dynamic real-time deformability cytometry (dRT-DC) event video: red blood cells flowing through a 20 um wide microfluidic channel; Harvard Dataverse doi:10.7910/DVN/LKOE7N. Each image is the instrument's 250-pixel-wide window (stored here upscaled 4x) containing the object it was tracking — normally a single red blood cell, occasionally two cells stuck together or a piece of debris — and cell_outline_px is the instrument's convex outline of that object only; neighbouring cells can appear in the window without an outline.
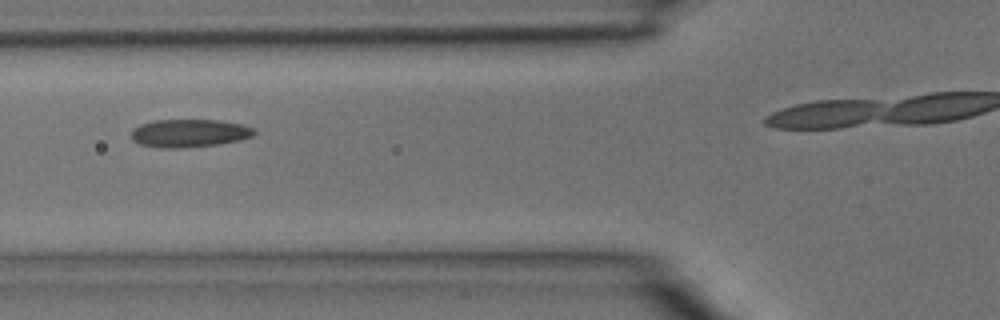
{"species": "common noctule bat (a hibernating species)", "species_latin": "Nyctalus noctula", "temperature_condition": "room temperature", "stored_images_in_passage": 6, "camera_frame_rate_fps": 3000, "um_per_image_px": 0.085, "animal": {"sex": "male", "body_mass_g": 15.6}, "frame": {"image": 1, "passage_image": 5, "time_ms": 1.333, "image_size_px": [1000, 320], "cell_outline_px": [[256, 132], [252, 136], [240, 140], [216, 144], [184, 148], [160, 148], [140, 144], [132, 140], [132, 128], [140, 124], [156, 120], [220, 120], [244, 124], [252, 128]], "centroid_in_image_um": [16.08, 11.32], "position_along_channel_um": 109.7, "area_um2": 20.11}}